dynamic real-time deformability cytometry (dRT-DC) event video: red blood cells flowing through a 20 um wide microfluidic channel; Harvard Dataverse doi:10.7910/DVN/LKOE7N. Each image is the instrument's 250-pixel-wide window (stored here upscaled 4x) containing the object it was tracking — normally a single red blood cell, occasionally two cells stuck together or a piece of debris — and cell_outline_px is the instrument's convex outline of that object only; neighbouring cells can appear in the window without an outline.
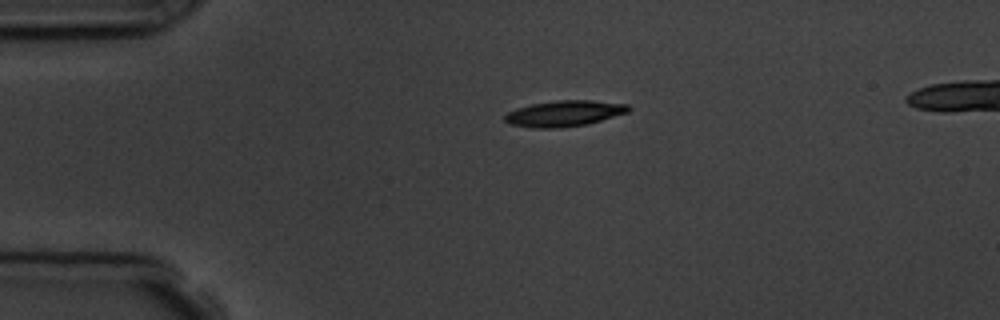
{"species": "common noctule bat (a hibernating species)", "species_latin": "Nyctalus noctula", "temperature_condition": "room temperature", "stored_images_in_passage": 2, "camera_frame_rate_fps": 3000, "um_per_image_px": 0.085, "animal": {"sex": "male", "body_mass_g": 19.5, "forearm_length_mm": 54.6}, "frame": {"image": 1, "passage_image": 1, "time_ms": 0.0, "image_size_px": [1000, 320], "cell_outline_px": [[632, 108], [628, 112], [588, 124], [560, 128], [532, 128], [508, 124], [504, 120], [504, 116], [508, 112], [516, 108], [532, 104], [556, 100], [592, 100], [628, 104]], "centroid_in_image_um": [47.95, 9.65], "position_along_channel_um": 37.0, "area_um2": 18.84}}